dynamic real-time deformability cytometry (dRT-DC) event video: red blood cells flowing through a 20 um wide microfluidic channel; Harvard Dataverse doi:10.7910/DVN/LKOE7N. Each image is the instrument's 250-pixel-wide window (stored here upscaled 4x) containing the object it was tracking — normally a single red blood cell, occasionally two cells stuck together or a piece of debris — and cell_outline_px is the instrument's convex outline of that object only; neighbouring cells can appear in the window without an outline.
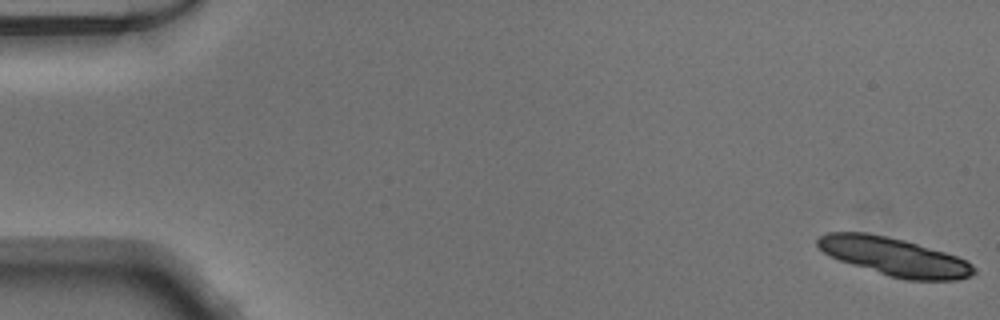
{"species": "Egyptian fruit bat (a non-hibernating species)", "species_latin": "Rousettus aegyptiacus", "temperature_condition": "warm", "stored_images_in_passage": 14, "camera_frame_rate_fps": 3000, "um_per_image_px": 0.085, "animal": {"sex": "male"}, "frame": {"image": 1, "passage_image": 1, "time_ms": 0.0, "image_size_px": [1000, 320], "cell_outline_px": [[976, 272], [972, 276], [956, 280], [904, 280], [888, 276], [840, 260], [824, 252], [816, 244], [816, 240], [820, 236], [828, 232], [864, 232], [904, 240], [944, 252], [968, 260], [976, 268]], "centroid_in_image_um": [76.05, 21.83], "position_along_channel_um": 8.9, "area_um2": 34.56}}